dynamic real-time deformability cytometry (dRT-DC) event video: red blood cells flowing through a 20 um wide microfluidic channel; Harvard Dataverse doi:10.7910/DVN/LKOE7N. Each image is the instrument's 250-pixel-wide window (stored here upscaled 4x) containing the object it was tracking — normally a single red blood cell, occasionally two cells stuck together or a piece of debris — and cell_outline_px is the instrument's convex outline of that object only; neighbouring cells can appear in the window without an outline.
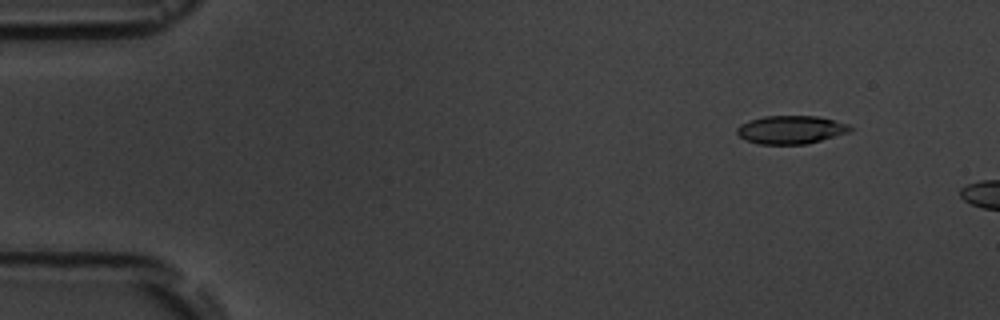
{"species": "common noctule bat (a hibernating species)", "species_latin": "Nyctalus noctula", "temperature_condition": "room temperature", "stored_images_in_passage": 4, "camera_frame_rate_fps": 3000, "um_per_image_px": 0.085, "animal": {"sex": "male", "body_mass_g": 19.5, "forearm_length_mm": 54.6}, "frame": {"image": 1, "passage_image": 2, "time_ms": 1.333, "image_size_px": [1000, 320], "cell_outline_px": [[852, 128], [848, 132], [820, 140], [804, 144], [760, 144], [744, 140], [736, 132], [736, 128], [740, 124], [748, 120], [764, 116], [816, 116], [848, 124]], "centroid_in_image_um": [67.15, 11.02], "position_along_channel_um": 17.8, "area_um2": 18.44}}